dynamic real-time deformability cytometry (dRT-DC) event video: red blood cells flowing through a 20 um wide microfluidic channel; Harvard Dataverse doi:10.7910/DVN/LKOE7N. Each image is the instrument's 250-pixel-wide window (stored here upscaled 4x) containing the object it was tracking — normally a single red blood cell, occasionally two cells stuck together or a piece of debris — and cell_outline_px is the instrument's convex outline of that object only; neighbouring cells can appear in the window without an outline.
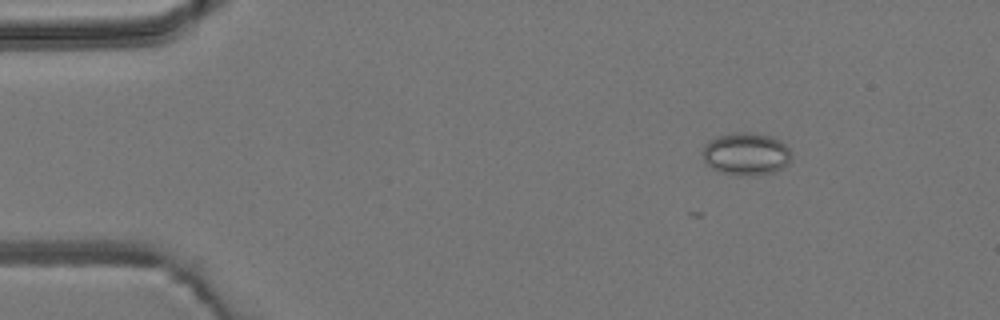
{"species": "common noctule bat (a hibernating species)", "species_latin": "Nyctalus noctula", "temperature_condition": "room temperature", "stored_images_in_passage": 5, "camera_frame_rate_fps": 3000, "um_per_image_px": 0.085, "animal": {"sex": "male", "body_mass_g": 19.2, "forearm_length_mm": 51.8}, "frame": {"image": 1, "passage_image": 2, "time_ms": 1.333, "image_size_px": [1000, 320], "cell_outline_px": [[792, 156], [788, 164], [776, 172], [752, 176], [736, 176], [720, 172], [712, 168], [704, 160], [704, 144], [708, 140], [716, 136], [732, 132], [752, 132], [772, 136], [780, 140], [792, 152]], "centroid_in_image_um": [63.44, 13.08], "position_along_channel_um": 21.6, "area_um2": 22.48}}